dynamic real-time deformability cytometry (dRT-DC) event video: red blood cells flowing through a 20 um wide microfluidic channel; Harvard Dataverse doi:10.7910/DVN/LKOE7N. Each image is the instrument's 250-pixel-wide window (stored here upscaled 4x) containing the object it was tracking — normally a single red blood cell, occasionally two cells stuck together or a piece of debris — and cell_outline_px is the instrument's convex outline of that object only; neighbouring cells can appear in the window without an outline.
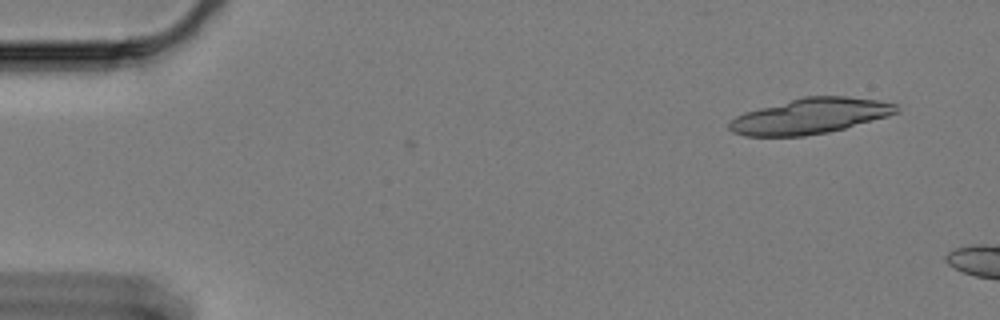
{"species": "Egyptian fruit bat (a non-hibernating species)", "species_latin": "Rousettus aegyptiacus", "temperature_condition": "cold", "stored_images_in_passage": 4, "camera_frame_rate_fps": 3000, "um_per_image_px": 0.085, "animal": {"sex": "female"}, "frame": {"image": 1, "passage_image": 4, "time_ms": 1.0, "image_size_px": [1000, 320], "cell_outline_px": [[900, 112], [888, 116], [844, 128], [828, 132], [804, 136], [744, 136], [732, 132], [728, 128], [728, 124], [736, 116], [744, 112], [804, 96], [848, 96], [880, 100], [896, 104], [900, 108]], "centroid_in_image_um": [68.88, 9.86], "position_along_channel_um": 16.1, "area_um2": 34.62}}